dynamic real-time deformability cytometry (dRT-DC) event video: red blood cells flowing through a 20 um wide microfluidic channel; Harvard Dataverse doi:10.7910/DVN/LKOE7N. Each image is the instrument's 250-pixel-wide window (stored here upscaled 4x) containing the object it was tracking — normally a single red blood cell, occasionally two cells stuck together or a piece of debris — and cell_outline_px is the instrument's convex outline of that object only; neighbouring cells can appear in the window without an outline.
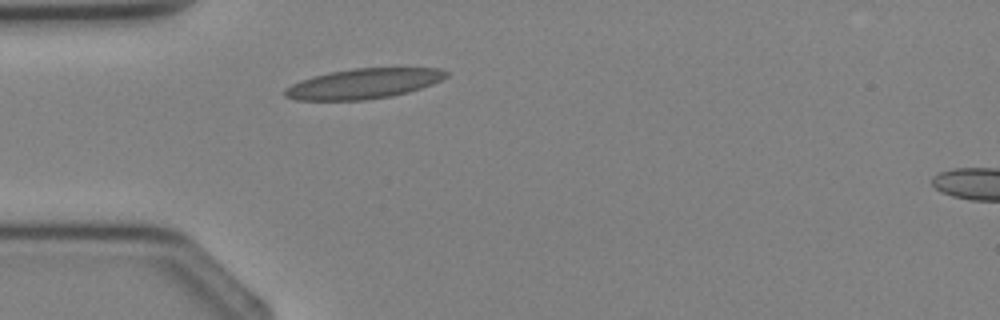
{"species": "Egyptian fruit bat (a non-hibernating species)", "species_latin": "Rousettus aegyptiacus", "temperature_condition": "cold", "stored_images_in_passage": 2, "segment_of_instrument_passage": [1, 2], "camera_frame_rate_fps": 3000, "um_per_image_px": 0.085, "animal": {"sex": "female"}, "frame": {"image": 1, "passage_image": 1, "time_ms": 0.0, "image_size_px": [1000, 320], "cell_outline_px": [[448, 76], [432, 84], [408, 92], [392, 96], [364, 100], [296, 100], [284, 96], [284, 88], [300, 80], [312, 76], [352, 68], [440, 68], [448, 72]], "centroid_in_image_um": [30.88, 7.11], "position_along_channel_um": 54.1, "area_um2": 28.26}}